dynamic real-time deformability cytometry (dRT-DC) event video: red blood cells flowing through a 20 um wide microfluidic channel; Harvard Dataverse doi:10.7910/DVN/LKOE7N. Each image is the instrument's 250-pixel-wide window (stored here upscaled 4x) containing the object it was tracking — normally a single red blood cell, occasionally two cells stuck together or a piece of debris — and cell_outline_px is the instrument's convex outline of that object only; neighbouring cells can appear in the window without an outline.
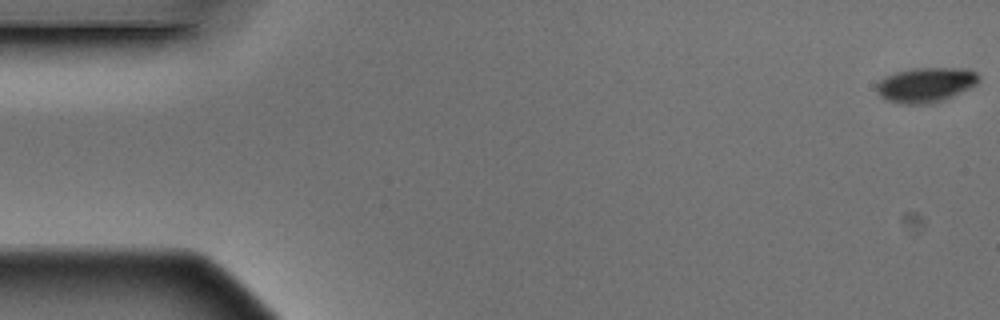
{"species": "Egyptian fruit bat (a non-hibernating species)", "species_latin": "Rousettus aegyptiacus", "temperature_condition": "warm", "stored_images_in_passage": 5, "camera_frame_rate_fps": 3000, "um_per_image_px": 0.085, "animal": {"sex": "male"}, "frame": {"image": 1, "passage_image": 1, "time_ms": 0.0, "image_size_px": [1000, 320], "cell_outline_px": [[980, 80], [976, 84], [944, 100], [928, 104], [900, 104], [884, 100], [876, 92], [876, 84], [884, 76], [896, 72], [912, 68], [968, 68], [976, 72], [980, 76]], "centroid_in_image_um": [78.65, 7.21], "position_along_channel_um": 6.3, "area_um2": 20.98}}
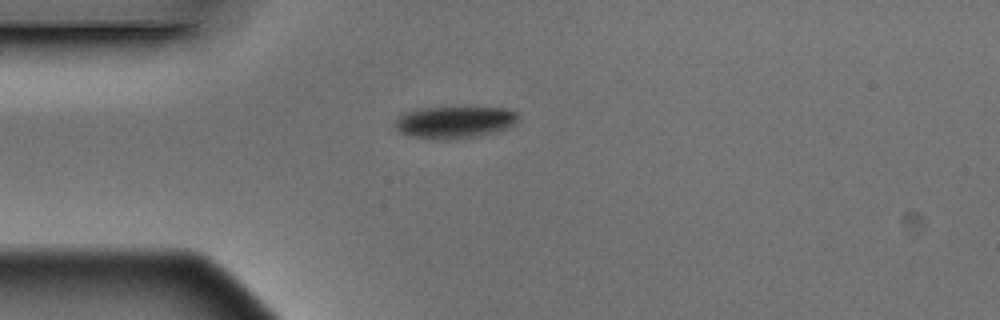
{"frame": {"image": 2, "passage_image": 5, "time_ms": 1.333, "image_size_px": [1000, 320], "cell_outline_px": [[520, 116], [516, 124], [508, 128], [496, 132], [476, 136], [448, 140], [412, 136], [400, 132], [392, 124], [400, 116], [408, 112], [424, 108], [504, 108], [520, 112]], "centroid_in_image_um": [38.72, 10.39], "position_along_channel_um": 46.3, "area_um2": 22.83}}